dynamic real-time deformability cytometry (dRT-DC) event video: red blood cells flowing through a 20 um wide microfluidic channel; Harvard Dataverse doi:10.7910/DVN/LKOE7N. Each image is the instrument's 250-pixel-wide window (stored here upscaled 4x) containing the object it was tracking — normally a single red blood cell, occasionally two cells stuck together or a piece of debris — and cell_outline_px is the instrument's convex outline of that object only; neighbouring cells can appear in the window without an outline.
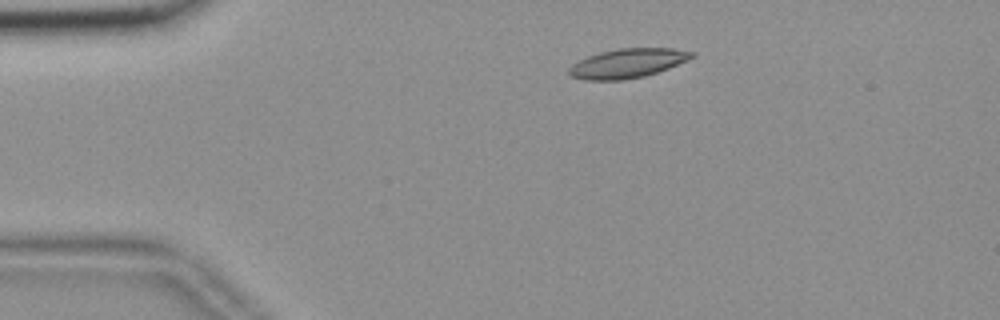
{"species": "common noctule bat (a hibernating species)", "species_latin": "Nyctalus noctula", "temperature_condition": "room temperature", "stored_images_in_passage": 52, "camera_frame_rate_fps": 3000, "um_per_image_px": 0.085, "animal": {"sex": "female", "body_mass_g": 18.4}, "frame": {"image": 1, "passage_image": 7, "time_ms": 2.0, "image_size_px": [1000, 320], "cell_outline_px": [[696, 56], [688, 60], [668, 68], [644, 76], [624, 80], [584, 80], [572, 76], [568, 72], [568, 68], [572, 64], [588, 56], [600, 52], [616, 48], [672, 48], [696, 52]], "centroid_in_image_um": [53.36, 5.37], "position_along_channel_um": 31.6, "area_um2": 20.98}}
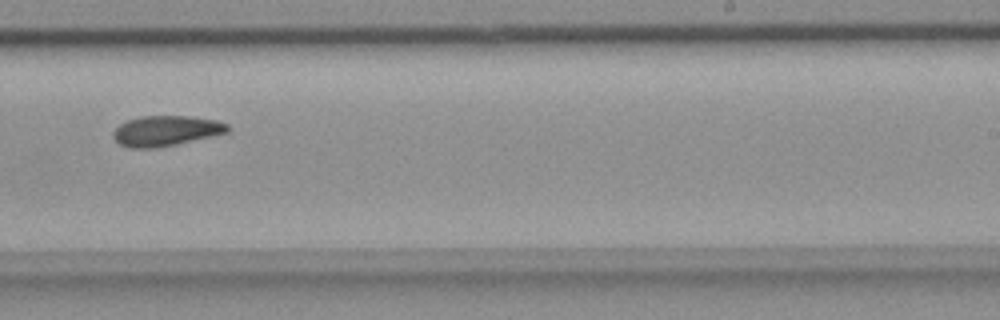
{"frame": {"image": 2, "passage_image": 31, "time_ms": 10.0, "image_size_px": [1000, 320], "cell_outline_px": [[232, 128], [228, 132], [176, 144], [152, 148], [128, 148], [120, 144], [112, 136], [112, 132], [120, 124], [128, 120], [140, 116], [192, 116], [216, 120], [228, 124]], "centroid_in_image_um": [14.11, 11.11], "position_along_channel_um": 274.9, "area_um2": 20.17}}
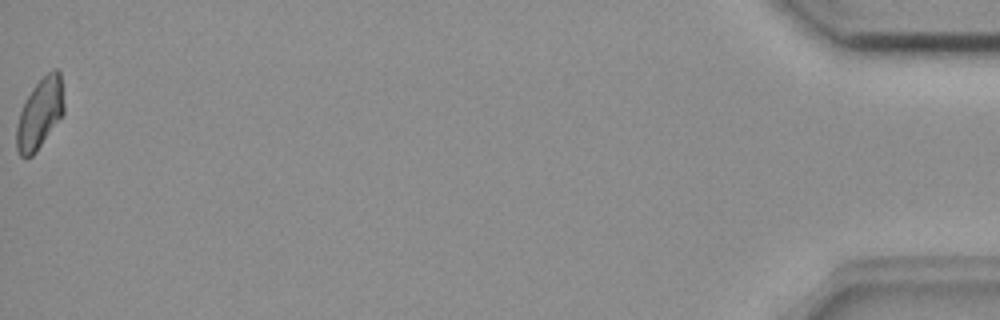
{"frame": {"image": 3, "passage_image": 52, "time_ms": 17.0, "image_size_px": [1000, 320], "cell_outline_px": [[64, 112], [36, 152], [32, 156], [20, 156], [16, 148], [16, 124], [20, 112], [32, 88], [52, 68], [56, 68], [60, 72], [64, 104]], "centroid_in_image_um": [3.38, 9.65], "position_along_channel_um": 431.8, "area_um2": 19.19}}